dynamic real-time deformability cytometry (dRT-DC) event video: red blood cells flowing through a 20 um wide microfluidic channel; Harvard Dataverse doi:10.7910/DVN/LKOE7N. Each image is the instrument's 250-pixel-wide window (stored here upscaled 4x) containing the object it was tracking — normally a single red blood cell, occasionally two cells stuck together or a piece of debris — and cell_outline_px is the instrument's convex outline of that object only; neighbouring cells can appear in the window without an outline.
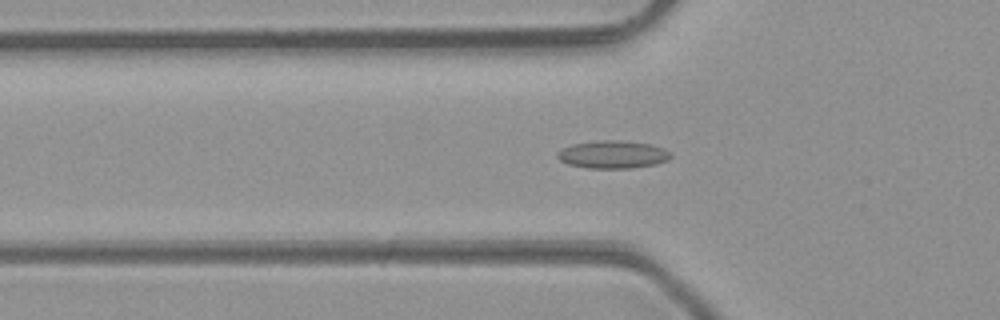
{"species": "common noctule bat (a hibernating species)", "species_latin": "Nyctalus noctula", "temperature_condition": "room temperature", "stored_images_in_passage": 30, "camera_frame_rate_fps": 3000, "um_per_image_px": 0.085, "animal": {"sex": "male", "body_mass_g": 23.1, "forearm_length_mm": 52.7}, "frame": {"image": 1, "passage_image": 3, "time_ms": 0.667, "image_size_px": [1000, 320], "cell_outline_px": [[672, 156], [668, 160], [656, 164], [632, 168], [588, 168], [568, 164], [560, 160], [556, 156], [556, 152], [560, 148], [572, 144], [604, 140], [620, 140], [648, 144], [664, 148]], "centroid_in_image_um": [52.05, 13.13], "position_along_channel_um": 73.7, "area_um2": 18.32}}
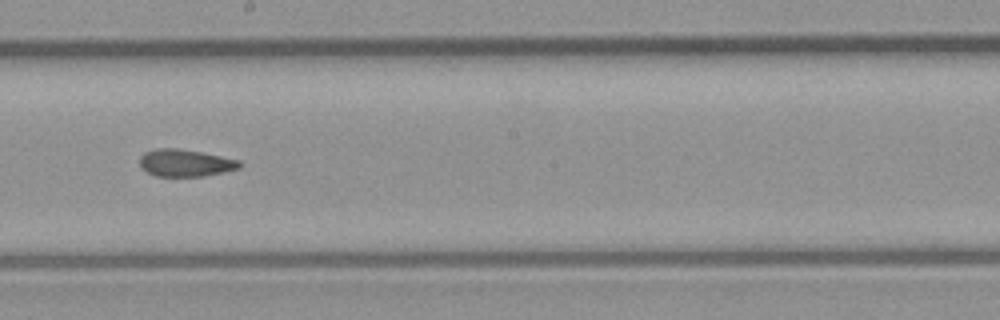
{"frame": {"image": 2, "passage_image": 14, "time_ms": 4.333, "image_size_px": [1000, 320], "cell_outline_px": [[240, 168], [224, 172], [204, 176], [156, 176], [140, 168], [140, 156], [144, 152], [156, 148], [176, 148], [200, 152], [240, 160]], "centroid_in_image_um": [15.72, 13.85], "position_along_channel_um": 232.5, "area_um2": 15.78}}
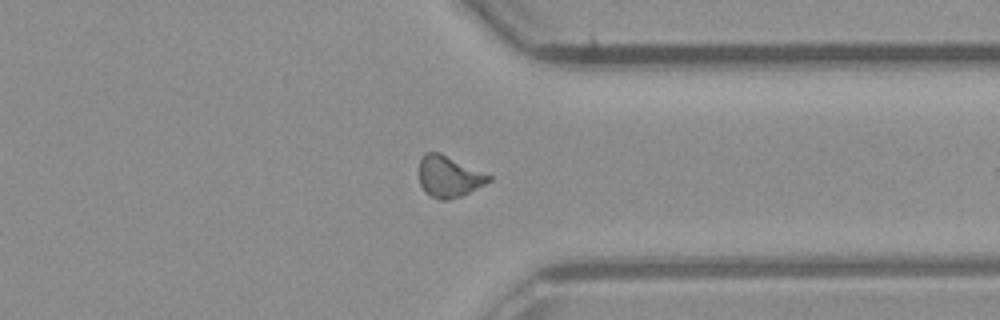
{"frame": {"image": 3, "passage_image": 24, "time_ms": 7.667, "image_size_px": [1000, 320], "cell_outline_px": [[492, 180], [460, 196], [448, 200], [440, 200], [424, 192], [420, 184], [420, 160], [424, 152], [440, 152], [492, 176]], "centroid_in_image_um": [38.14, 15.0], "position_along_channel_um": 373.3, "area_um2": 16.59}}